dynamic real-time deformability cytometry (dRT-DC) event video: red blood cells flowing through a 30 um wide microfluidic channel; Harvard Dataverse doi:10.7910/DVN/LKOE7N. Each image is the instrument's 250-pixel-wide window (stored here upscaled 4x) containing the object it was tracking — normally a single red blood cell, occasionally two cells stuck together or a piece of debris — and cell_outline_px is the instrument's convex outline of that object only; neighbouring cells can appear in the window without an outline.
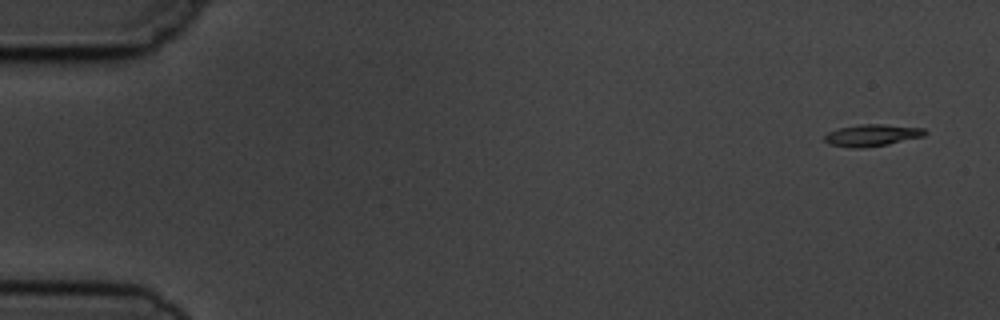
{"species": "common noctule bat (a hibernating species)", "species_latin": "Nyctalus noctula", "temperature_condition": "cold", "stored_images_in_passage": 6, "camera_frame_rate_fps": 3000, "um_per_image_px": 0.085, "animal": {"sex": "male", "body_mass_g": 19.5, "forearm_length_mm": 54.6}, "frame": {"image": 1, "passage_image": 1, "time_ms": 0.0, "image_size_px": [1000, 320], "cell_outline_px": [[928, 132], [924, 136], [888, 144], [860, 148], [852, 148], [828, 144], [824, 140], [824, 136], [828, 132], [840, 128], [860, 124], [880, 124], [924, 128]], "centroid_in_image_um": [74.11, 11.5], "position_along_channel_um": 10.9, "area_um2": 12.72}}
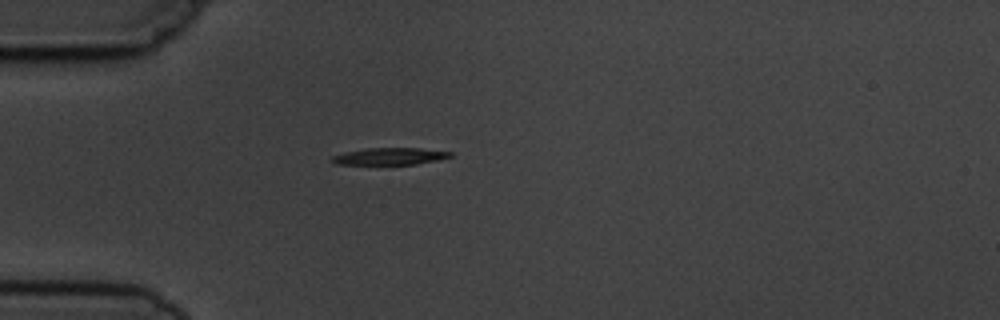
{"frame": {"image": 2, "passage_image": 4, "time_ms": 4.333, "image_size_px": [1000, 320], "cell_outline_px": [[452, 156], [436, 160], [416, 164], [336, 164], [332, 160], [332, 156], [344, 152], [368, 148], [420, 148], [452, 152]], "centroid_in_image_um": [33.14, 13.28], "position_along_channel_um": 51.9, "area_um2": 11.5}}
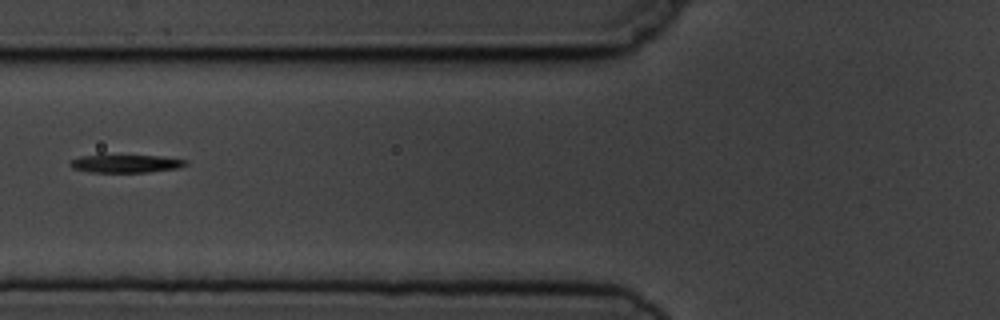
{"frame": {"image": 3, "passage_image": 6, "time_ms": 6.333, "image_size_px": [1000, 320], "cell_outline_px": [[188, 164], [180, 168], [148, 172], [92, 172], [72, 168], [68, 164], [72, 160], [80, 156], [100, 152], [160, 156], [188, 160]], "centroid_in_image_um": [10.65, 13.85], "position_along_channel_um": 115.2, "area_um2": 13.06}}